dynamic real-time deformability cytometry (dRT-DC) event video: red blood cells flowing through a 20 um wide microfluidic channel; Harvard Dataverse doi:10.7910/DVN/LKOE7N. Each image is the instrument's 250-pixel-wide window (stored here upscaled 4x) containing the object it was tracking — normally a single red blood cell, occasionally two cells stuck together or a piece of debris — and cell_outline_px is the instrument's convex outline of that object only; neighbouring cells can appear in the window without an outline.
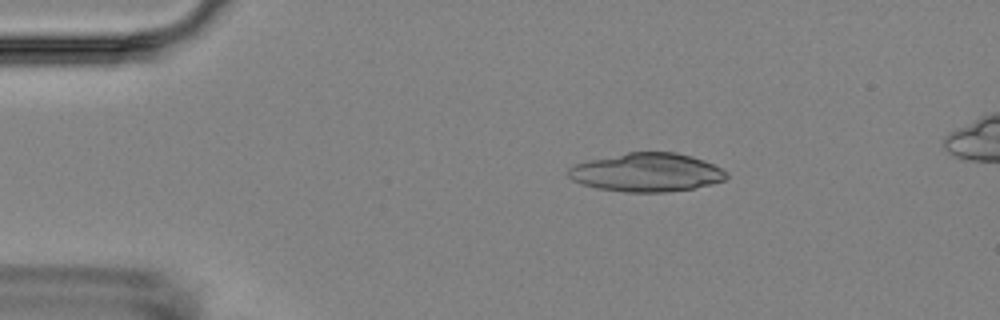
{"species": "Egyptian fruit bat (a non-hibernating species)", "species_latin": "Rousettus aegyptiacus", "temperature_condition": "room temperature", "stored_images_in_passage": 3, "camera_frame_rate_fps": 3000, "um_per_image_px": 0.085, "animal": {"sex": "female"}, "frame": {"image": 1, "passage_image": 1, "time_ms": 0.0, "image_size_px": [1000, 320], "cell_outline_px": [[728, 176], [724, 180], [712, 184], [692, 188], [668, 192], [624, 192], [596, 188], [572, 180], [568, 176], [568, 168], [576, 164], [588, 160], [628, 152], [676, 152], [692, 156], [704, 160], [728, 172]], "centroid_in_image_um": [54.98, 14.65], "position_along_channel_um": 30.0, "area_um2": 35.55}}